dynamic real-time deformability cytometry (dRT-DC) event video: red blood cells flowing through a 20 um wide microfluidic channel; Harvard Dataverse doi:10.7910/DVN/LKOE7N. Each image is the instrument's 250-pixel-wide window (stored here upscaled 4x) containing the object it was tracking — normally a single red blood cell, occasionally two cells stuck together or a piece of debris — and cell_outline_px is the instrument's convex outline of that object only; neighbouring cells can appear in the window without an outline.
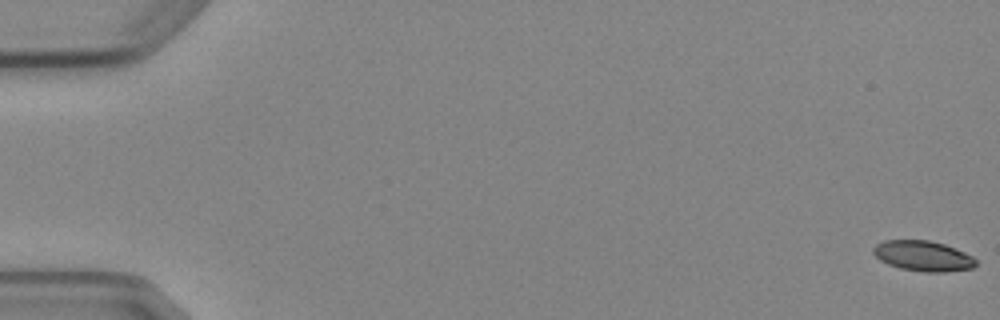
{"species": "Egyptian fruit bat (a non-hibernating species)", "species_latin": "Rousettus aegyptiacus", "temperature_condition": "cold", "stored_images_in_passage": 6, "camera_frame_rate_fps": 3000, "um_per_image_px": 0.085, "animal": {"sex": "female"}, "frame": {"image": 1, "passage_image": 1, "time_ms": 0.0, "image_size_px": [1000, 320], "cell_outline_px": [[976, 264], [972, 268], [944, 272], [924, 272], [900, 268], [888, 264], [880, 260], [872, 252], [872, 248], [876, 244], [884, 240], [928, 240], [944, 244], [964, 252], [972, 256], [976, 260]], "centroid_in_image_um": [78.43, 21.75], "position_along_channel_um": 6.6, "area_um2": 18.09}}
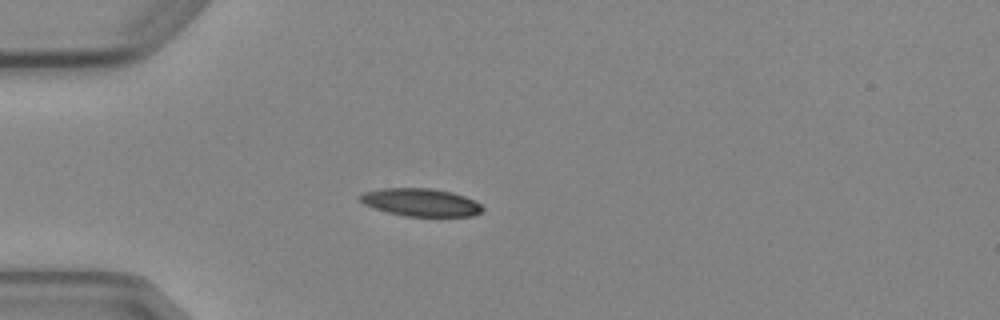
{"frame": {"image": 2, "passage_image": 5, "time_ms": 5.0, "image_size_px": [1000, 320], "cell_outline_px": [[484, 208], [480, 212], [472, 216], [404, 216], [388, 212], [364, 204], [360, 200], [360, 196], [364, 192], [380, 188], [432, 188], [452, 192], [476, 200]], "centroid_in_image_um": [35.79, 17.19], "position_along_channel_um": 49.2, "area_um2": 19.77}}